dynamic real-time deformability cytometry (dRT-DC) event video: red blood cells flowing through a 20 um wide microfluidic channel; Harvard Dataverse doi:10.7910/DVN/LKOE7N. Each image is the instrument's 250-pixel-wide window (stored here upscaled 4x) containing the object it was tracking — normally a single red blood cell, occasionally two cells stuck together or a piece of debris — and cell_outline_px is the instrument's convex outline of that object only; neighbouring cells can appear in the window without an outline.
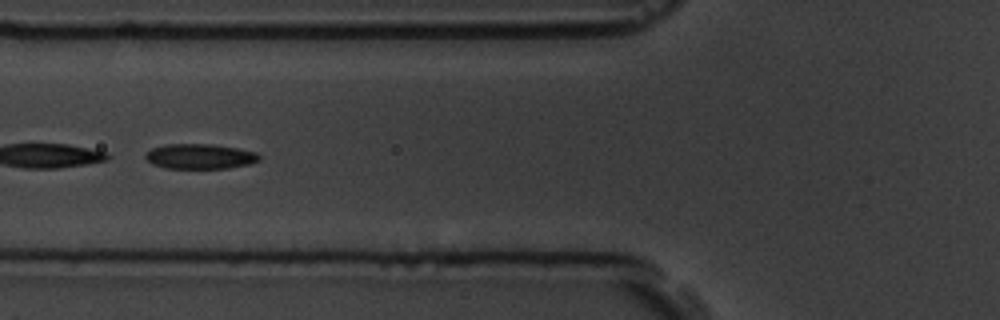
{"species": "common noctule bat (a hibernating species)", "species_latin": "Nyctalus noctula", "temperature_condition": "room temperature", "stored_images_in_passage": 7, "segment_of_instrument_passage": [2, 2], "camera_frame_rate_fps": 3000, "um_per_image_px": 0.085, "animal": {"sex": "male", "body_mass_g": 19.5, "forearm_length_mm": 54.6}, "frame": {"image": 1, "passage_image": 5, "time_ms": 4.667, "image_size_px": [1000, 320], "cell_outline_px": [[260, 160], [248, 164], [228, 168], [164, 168], [152, 164], [144, 156], [152, 148], [164, 144], [212, 144], [236, 148], [256, 152], [260, 156]], "centroid_in_image_um": [16.98, 13.29], "position_along_channel_um": 108.8, "area_um2": 16.53}}